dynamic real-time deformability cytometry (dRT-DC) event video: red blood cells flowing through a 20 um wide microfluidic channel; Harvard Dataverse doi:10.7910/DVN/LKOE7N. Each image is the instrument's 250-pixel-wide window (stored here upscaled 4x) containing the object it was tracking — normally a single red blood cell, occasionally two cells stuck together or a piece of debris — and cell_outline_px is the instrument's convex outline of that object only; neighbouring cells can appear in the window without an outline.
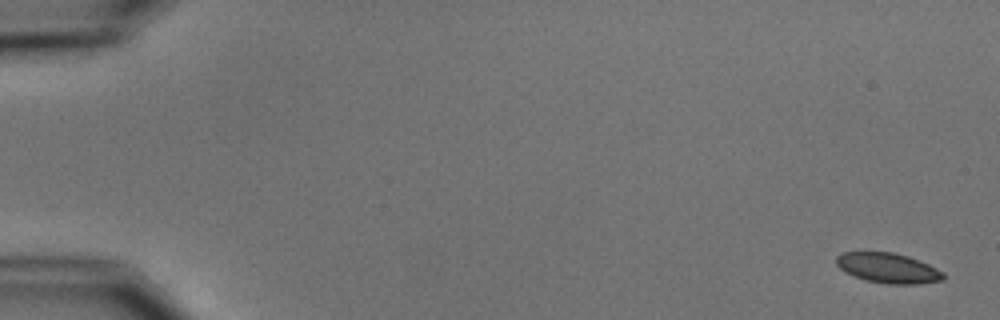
{"species": "common noctule bat (a hibernating species)", "species_latin": "Nyctalus noctula", "temperature_condition": "cold", "stored_images_in_passage": 8, "camera_frame_rate_fps": 3000, "um_per_image_px": 0.085, "animal": {"sex": "male", "body_mass_g": 15.6}, "frame": {"image": 1, "passage_image": 1, "time_ms": 0.0, "image_size_px": [1000, 320], "cell_outline_px": [[944, 280], [920, 284], [888, 284], [868, 280], [844, 272], [836, 264], [836, 256], [840, 252], [892, 252], [908, 256], [928, 264], [944, 272]], "centroid_in_image_um": [75.49, 22.78], "position_along_channel_um": 9.5, "area_um2": 18.73}}
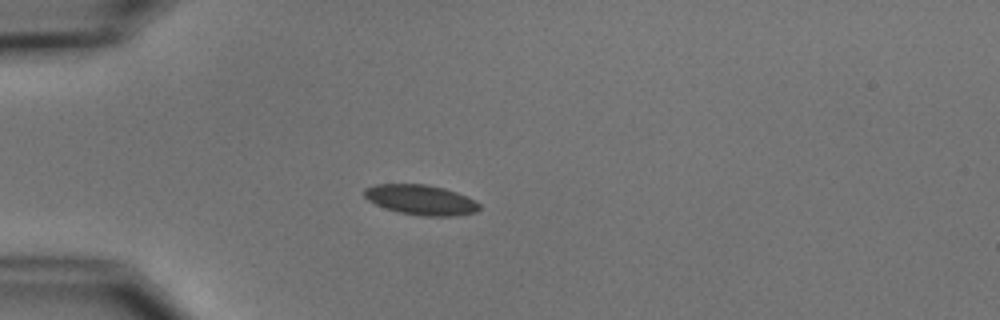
{"frame": {"image": 2, "passage_image": 5, "time_ms": 4.667, "image_size_px": [1000, 320], "cell_outline_px": [[480, 208], [476, 212], [456, 216], [424, 216], [400, 212], [376, 204], [368, 200], [364, 196], [364, 188], [376, 184], [428, 184], [444, 188], [468, 196], [476, 200], [480, 204]], "centroid_in_image_um": [35.81, 16.98], "position_along_channel_um": 49.2, "area_um2": 20.17}}
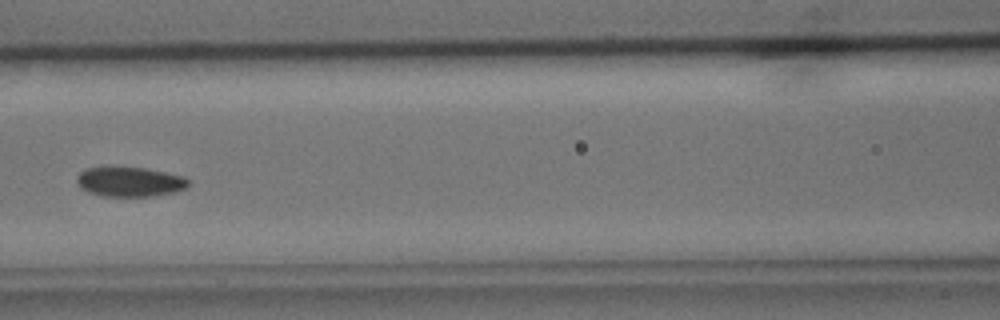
{"frame": {"image": 3, "passage_image": 8, "time_ms": 8.0, "image_size_px": [1000, 320], "cell_outline_px": [[192, 180], [184, 188], [176, 192], [152, 196], [100, 196], [88, 192], [80, 188], [76, 180], [76, 176], [84, 168], [144, 168], [184, 176]], "centroid_in_image_um": [11.03, 15.46], "position_along_channel_um": 155.6, "area_um2": 19.25}}